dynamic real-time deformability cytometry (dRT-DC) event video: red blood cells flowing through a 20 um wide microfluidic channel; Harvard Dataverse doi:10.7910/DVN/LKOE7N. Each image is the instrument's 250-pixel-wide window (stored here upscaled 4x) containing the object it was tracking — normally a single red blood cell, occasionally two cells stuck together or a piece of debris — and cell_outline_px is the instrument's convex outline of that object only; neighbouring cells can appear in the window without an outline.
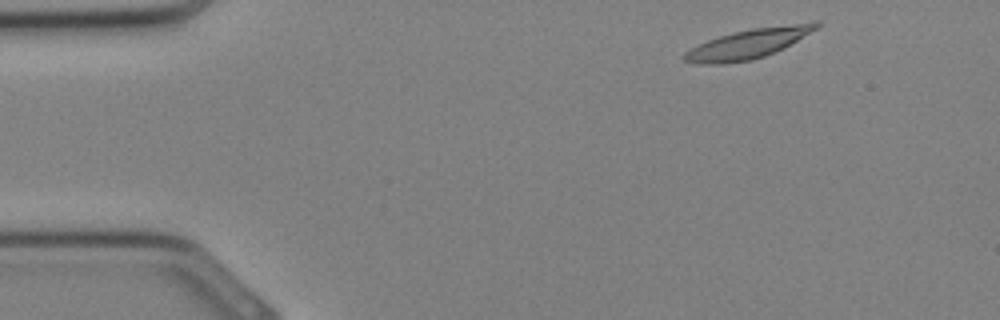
{"species": "Egyptian fruit bat (a non-hibernating species)", "species_latin": "Rousettus aegyptiacus", "temperature_condition": "cold", "stored_images_in_passage": 30, "camera_frame_rate_fps": 3000, "um_per_image_px": 0.085, "animal": {"sex": "female"}, "frame": {"image": 1, "passage_image": 1, "time_ms": 0.0, "image_size_px": [1000, 320], "cell_outline_px": [[820, 24], [816, 28], [784, 48], [764, 56], [752, 60], [724, 64], [700, 64], [684, 60], [684, 52], [708, 40], [720, 36], [752, 28], [812, 20], [820, 20]], "centroid_in_image_um": [63.67, 3.69], "position_along_channel_um": 21.3, "area_um2": 22.66}}
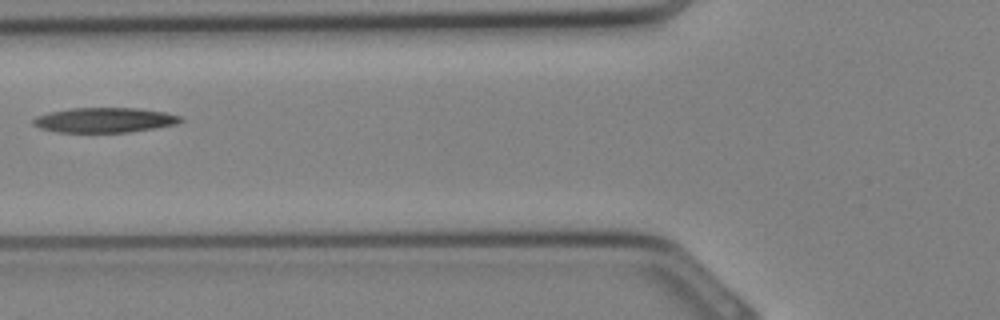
{"frame": {"image": 2, "passage_image": 10, "time_ms": 3.0, "image_size_px": [1000, 320], "cell_outline_px": [[184, 120], [176, 124], [156, 128], [128, 132], [56, 132], [40, 128], [32, 124], [32, 120], [36, 116], [48, 112], [72, 108], [136, 108], [164, 112], [180, 116]], "centroid_in_image_um": [8.86, 10.2], "position_along_channel_um": 116.9, "area_um2": 21.39}}
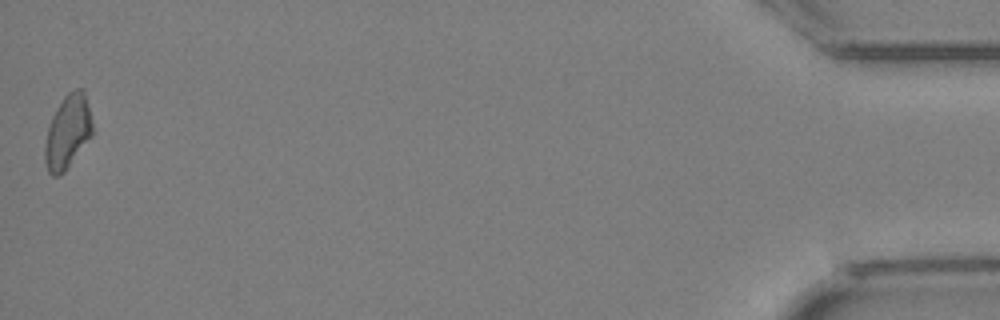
{"frame": {"image": 3, "passage_image": 30, "time_ms": 9.667, "image_size_px": [1000, 320], "cell_outline_px": [[92, 136], [64, 172], [60, 176], [52, 176], [48, 172], [44, 160], [44, 148], [48, 124], [52, 116], [64, 96], [68, 92], [76, 88], [84, 88], [92, 124]], "centroid_in_image_um": [5.73, 11.22], "position_along_channel_um": 429.5, "area_um2": 20.46}}